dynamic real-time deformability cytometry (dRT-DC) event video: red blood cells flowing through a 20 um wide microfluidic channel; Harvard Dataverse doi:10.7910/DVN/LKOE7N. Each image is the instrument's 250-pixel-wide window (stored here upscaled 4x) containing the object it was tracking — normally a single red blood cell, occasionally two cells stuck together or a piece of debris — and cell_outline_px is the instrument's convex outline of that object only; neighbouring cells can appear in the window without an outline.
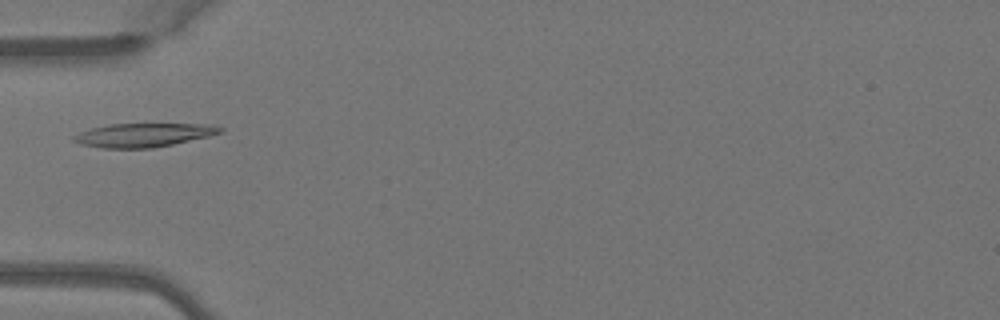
{"species": "Egyptian fruit bat (a non-hibernating species)", "species_latin": "Rousettus aegyptiacus", "temperature_condition": "warm", "stored_images_in_passage": 4, "camera_frame_rate_fps": 3000, "um_per_image_px": 0.085, "animal": {"sex": "female"}, "frame": {"image": 1, "passage_image": 3, "time_ms": 0.667, "image_size_px": [1000, 320], "cell_outline_px": [[224, 128], [220, 132], [208, 136], [172, 144], [152, 148], [104, 148], [80, 144], [72, 140], [72, 136], [80, 132], [92, 128], [108, 124], [212, 124]], "centroid_in_image_um": [12.16, 11.47], "position_along_channel_um": 72.8, "area_um2": 20.06}}
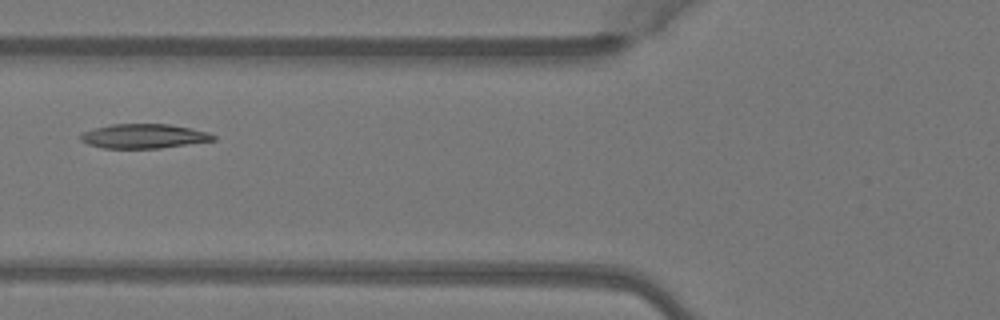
{"frame": {"image": 2, "passage_image": 4, "time_ms": 1.0, "image_size_px": [1000, 320], "cell_outline_px": [[216, 140], [160, 148], [104, 148], [88, 144], [80, 140], [80, 136], [84, 132], [96, 128], [112, 124], [168, 124], [208, 132], [216, 136]], "centroid_in_image_um": [12.24, 11.57], "position_along_channel_um": 113.6, "area_um2": 18.61}}